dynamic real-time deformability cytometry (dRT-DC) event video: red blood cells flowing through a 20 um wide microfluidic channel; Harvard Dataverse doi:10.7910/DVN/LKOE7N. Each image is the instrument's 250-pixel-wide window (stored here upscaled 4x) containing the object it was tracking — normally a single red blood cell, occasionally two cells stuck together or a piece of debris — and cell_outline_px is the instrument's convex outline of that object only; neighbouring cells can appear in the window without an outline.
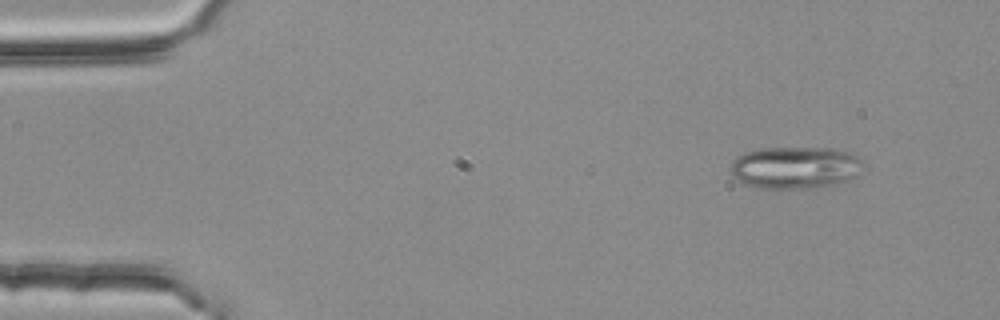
{"species": "common noctule bat (a hibernating species)", "species_latin": "Nyctalus noctula", "temperature_condition": "room temperature", "stored_images_in_passage": 2, "camera_frame_rate_fps": 3000, "um_per_image_px": 0.085, "animal": {"sex": "female", "body_mass_g": 25.1}, "frame": {"image": 1, "passage_image": 2, "time_ms": 0.333, "image_size_px": [1000, 320], "cell_outline_px": [[864, 164], [856, 176], [848, 180], [836, 184], [816, 188], [760, 188], [744, 184], [732, 176], [732, 160], [736, 156], [744, 152], [760, 148], [836, 148], [848, 152], [856, 156]], "centroid_in_image_um": [67.58, 14.24], "position_along_channel_um": 17.4, "area_um2": 32.71}}